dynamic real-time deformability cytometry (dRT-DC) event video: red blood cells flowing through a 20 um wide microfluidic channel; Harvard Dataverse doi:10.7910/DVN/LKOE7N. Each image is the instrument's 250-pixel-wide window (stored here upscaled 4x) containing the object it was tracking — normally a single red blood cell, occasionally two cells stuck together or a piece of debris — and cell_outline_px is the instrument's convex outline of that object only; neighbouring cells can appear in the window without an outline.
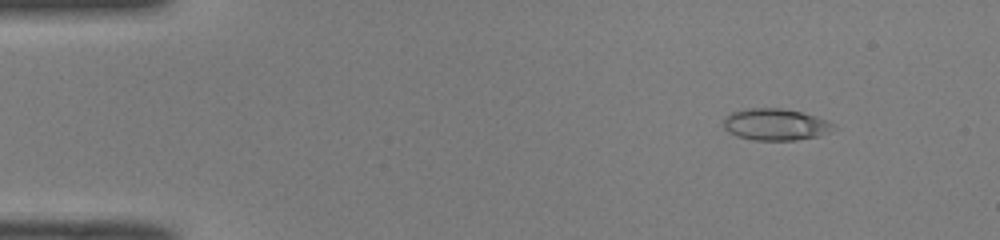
{"species": "common noctule bat (a hibernating species)", "species_latin": "Nyctalus noctula", "temperature_condition": "room temperature", "stored_images_in_passage": 48, "camera_frame_rate_fps": 3000, "um_per_image_px": 0.085, "animal": {"sex": "male", "body_mass_g": 19.0, "forearm_length_mm": 50.8}, "frame": {"image": 1, "passage_image": 4, "time_ms": 1.0, "image_size_px": [1000, 240], "cell_outline_px": [[840, 128], [820, 136], [796, 140], [752, 140], [736, 136], [728, 132], [724, 128], [724, 120], [732, 112], [748, 108], [780, 108], [800, 112], [816, 116]], "centroid_in_image_um": [65.94, 10.6], "position_along_channel_um": 19.1, "area_um2": 20.35}}
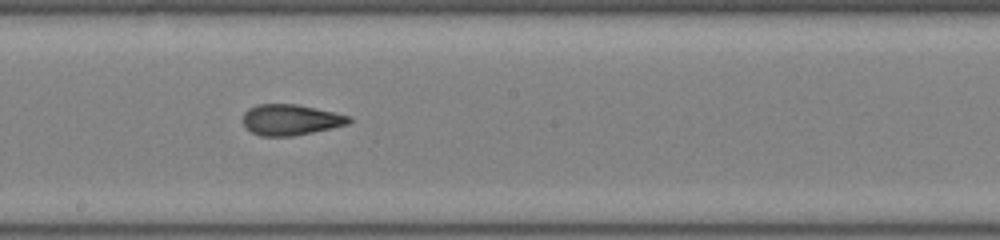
{"frame": {"image": 2, "passage_image": 26, "time_ms": 8.333, "image_size_px": [1000, 240], "cell_outline_px": [[352, 120], [348, 124], [332, 128], [292, 136], [260, 136], [244, 128], [244, 112], [248, 108], [256, 104], [296, 104], [352, 116]], "centroid_in_image_um": [24.69, 10.18], "position_along_channel_um": 223.5, "area_um2": 19.07}}
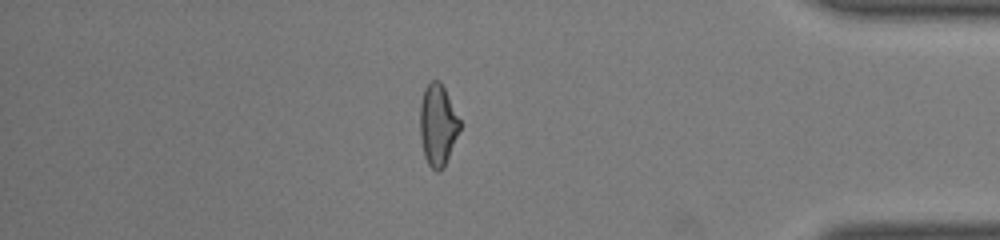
{"frame": {"image": 3, "passage_image": 41, "time_ms": 13.333, "image_size_px": [1000, 240], "cell_outline_px": [[460, 128], [444, 168], [440, 172], [436, 172], [428, 164], [424, 156], [420, 136], [420, 104], [424, 88], [432, 80], [440, 80], [460, 120]], "centroid_in_image_um": [37.19, 10.64], "position_along_channel_um": 398.0, "area_um2": 18.84}, "authors_computed_cell_mechanics": {"area_um2": 19.4786, "velocity_mm_per_s": 4.116, "shape_relaxation_time_tau1_ms": null, "shape_relaxation_time_tau2_ms": 1.3918, "deformation_change_tau1": null, "deformation_change_tau2": 0.0852}}